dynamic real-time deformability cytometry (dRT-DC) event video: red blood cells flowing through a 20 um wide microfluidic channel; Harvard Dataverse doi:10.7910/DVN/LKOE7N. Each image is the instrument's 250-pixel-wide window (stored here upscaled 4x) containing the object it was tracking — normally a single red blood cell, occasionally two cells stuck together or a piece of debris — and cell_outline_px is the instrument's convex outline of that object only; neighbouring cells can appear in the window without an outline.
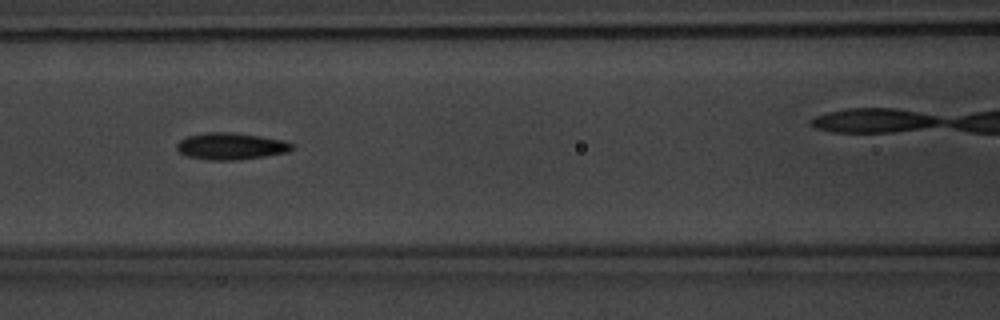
{"species": "common noctule bat (a hibernating species)", "species_latin": "Nyctalus noctula", "temperature_condition": "warm", "stored_images_in_passage": 10, "camera_frame_rate_fps": 3000, "um_per_image_px": 0.085, "animal": {"sex": "male", "body_mass_g": 20.1, "forearm_length_mm": 53.5}, "frame": {"image": 1, "passage_image": 7, "time_ms": 7.667, "image_size_px": [1000, 320], "cell_outline_px": [[296, 148], [288, 152], [240, 160], [208, 160], [188, 156], [180, 152], [176, 148], [176, 144], [180, 140], [188, 136], [208, 132], [232, 132], [260, 136], [284, 140], [296, 144]], "centroid_in_image_um": [19.68, 12.43], "position_along_channel_um": 146.9, "area_um2": 18.15}}